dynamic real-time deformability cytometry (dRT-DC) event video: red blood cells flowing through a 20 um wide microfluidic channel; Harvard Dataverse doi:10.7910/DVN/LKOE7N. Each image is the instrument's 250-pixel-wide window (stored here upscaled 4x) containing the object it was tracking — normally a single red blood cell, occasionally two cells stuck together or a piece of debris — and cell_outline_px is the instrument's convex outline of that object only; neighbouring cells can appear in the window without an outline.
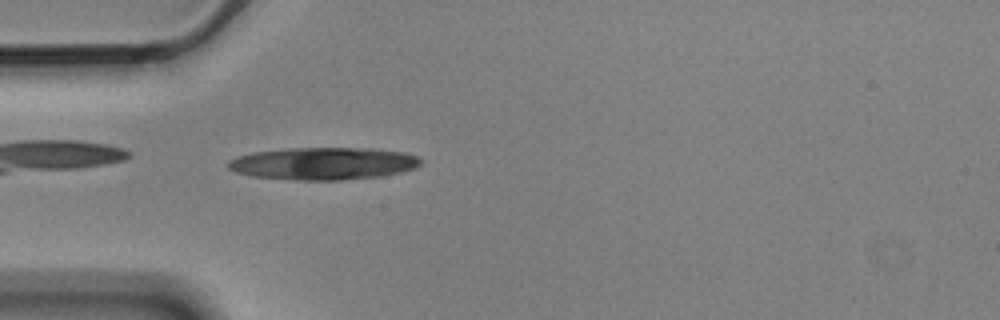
{"species": "Egyptian fruit bat (a non-hibernating species)", "species_latin": "Rousettus aegyptiacus", "temperature_condition": "cold", "stored_images_in_passage": 1, "camera_frame_rate_fps": 3000, "um_per_image_px": 0.085, "animal": {"sex": "male"}, "frame": {"image": 1, "passage_image": 1, "time_ms": 0.0, "image_size_px": [1000, 320], "cell_outline_px": [[420, 164], [416, 168], [400, 172], [380, 176], [340, 180], [296, 180], [252, 176], [236, 172], [228, 168], [228, 160], [236, 156], [252, 152], [284, 148], [368, 148], [404, 152], [416, 156], [420, 160]], "centroid_in_image_um": [27.44, 13.89], "position_along_channel_um": 57.6, "area_um2": 36.41}}